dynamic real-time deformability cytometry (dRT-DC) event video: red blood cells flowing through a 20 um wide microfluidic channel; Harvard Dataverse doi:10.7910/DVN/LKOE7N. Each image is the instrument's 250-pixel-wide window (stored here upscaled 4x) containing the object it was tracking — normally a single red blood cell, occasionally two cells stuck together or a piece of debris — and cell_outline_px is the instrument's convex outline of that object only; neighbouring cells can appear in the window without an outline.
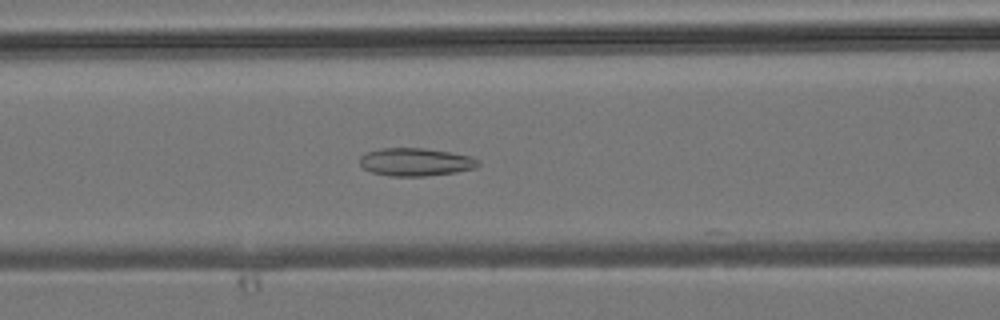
{"species": "common noctule bat (a hibernating species)", "species_latin": "Nyctalus noctula", "temperature_condition": "room temperature", "stored_images_in_passage": 35, "camera_frame_rate_fps": 3000, "um_per_image_px": 0.085, "animal": {"sex": "male", "body_mass_g": 19.2, "forearm_length_mm": 51.8}, "frame": {"image": 1, "passage_image": 9, "time_ms": 2.667, "image_size_px": [1000, 320], "cell_outline_px": [[480, 164], [476, 168], [456, 172], [424, 176], [392, 176], [372, 172], [364, 168], [360, 164], [360, 156], [368, 152], [380, 148], [424, 148], [452, 152], [472, 156], [480, 160]], "centroid_in_image_um": [35.38, 13.76], "position_along_channel_um": 131.2, "area_um2": 19.36}}
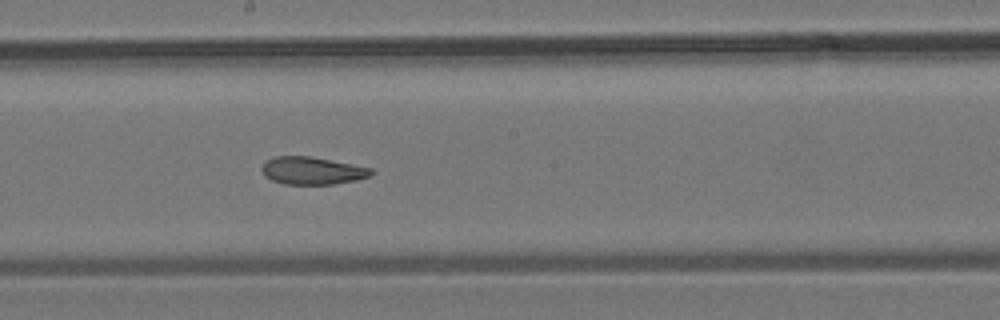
{"frame": {"image": 2, "passage_image": 15, "time_ms": 4.667, "image_size_px": [1000, 320], "cell_outline_px": [[376, 172], [368, 176], [356, 180], [332, 184], [284, 184], [272, 180], [264, 176], [260, 168], [264, 160], [276, 156], [312, 156], [372, 168]], "centroid_in_image_um": [26.5, 14.49], "position_along_channel_um": 221.7, "area_um2": 17.74}}
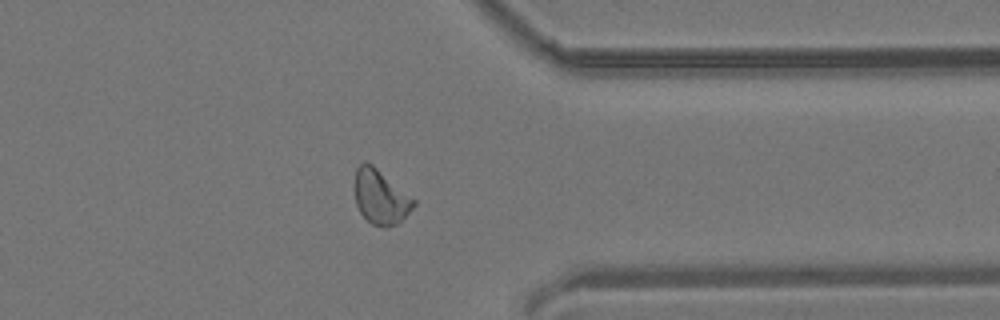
{"frame": {"image": 3, "passage_image": 26, "time_ms": 8.333, "image_size_px": [1000, 320], "cell_outline_px": [[416, 204], [396, 224], [372, 224], [360, 212], [356, 204], [352, 188], [356, 168], [364, 160], [372, 164], [416, 200]], "centroid_in_image_um": [32.28, 16.66], "position_along_channel_um": 379.1, "area_um2": 18.5}}